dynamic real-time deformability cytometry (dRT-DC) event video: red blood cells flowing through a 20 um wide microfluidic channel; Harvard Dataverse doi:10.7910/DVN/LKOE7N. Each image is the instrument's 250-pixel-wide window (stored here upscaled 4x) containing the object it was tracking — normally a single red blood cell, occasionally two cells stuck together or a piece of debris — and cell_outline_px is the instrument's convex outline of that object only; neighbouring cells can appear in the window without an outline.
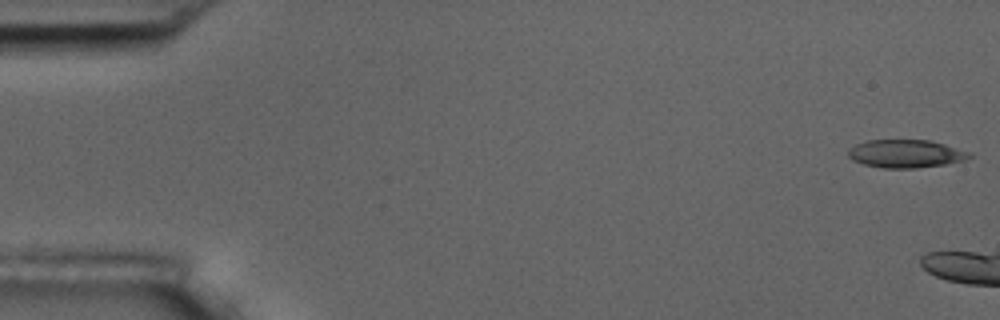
{"species": "common noctule bat (a hibernating species)", "species_latin": "Nyctalus noctula", "temperature_condition": "room temperature", "stored_images_in_passage": 6, "camera_frame_rate_fps": 3000, "um_per_image_px": 0.085, "animal": {"sex": "male", "body_mass_g": 17.5, "forearm_length_mm": 52.3}, "frame": {"image": 1, "passage_image": 1, "time_ms": 0.0, "image_size_px": [1000, 320], "cell_outline_px": [[972, 156], [964, 160], [944, 164], [916, 168], [884, 168], [864, 164], [852, 160], [848, 156], [848, 148], [856, 144], [868, 140], [932, 140], [972, 152]], "centroid_in_image_um": [77.0, 13.05], "position_along_channel_um": 8.0, "area_um2": 19.88}}